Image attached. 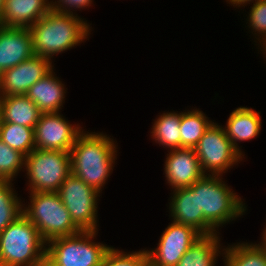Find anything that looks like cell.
<instances>
[{
    "instance_id": "17",
    "label": "cell",
    "mask_w": 266,
    "mask_h": 266,
    "mask_svg": "<svg viewBox=\"0 0 266 266\" xmlns=\"http://www.w3.org/2000/svg\"><path fill=\"white\" fill-rule=\"evenodd\" d=\"M261 127L260 111L241 106L231 112L223 129L234 148L244 157L242 149L237 142L256 138L261 131Z\"/></svg>"
},
{
    "instance_id": "16",
    "label": "cell",
    "mask_w": 266,
    "mask_h": 266,
    "mask_svg": "<svg viewBox=\"0 0 266 266\" xmlns=\"http://www.w3.org/2000/svg\"><path fill=\"white\" fill-rule=\"evenodd\" d=\"M51 9V0H4L1 26L30 28Z\"/></svg>"
},
{
    "instance_id": "15",
    "label": "cell",
    "mask_w": 266,
    "mask_h": 266,
    "mask_svg": "<svg viewBox=\"0 0 266 266\" xmlns=\"http://www.w3.org/2000/svg\"><path fill=\"white\" fill-rule=\"evenodd\" d=\"M35 55L29 28L0 26V74Z\"/></svg>"
},
{
    "instance_id": "1",
    "label": "cell",
    "mask_w": 266,
    "mask_h": 266,
    "mask_svg": "<svg viewBox=\"0 0 266 266\" xmlns=\"http://www.w3.org/2000/svg\"><path fill=\"white\" fill-rule=\"evenodd\" d=\"M113 138L103 132L82 131L72 149L71 173L99 193L113 171L117 147Z\"/></svg>"
},
{
    "instance_id": "29",
    "label": "cell",
    "mask_w": 266,
    "mask_h": 266,
    "mask_svg": "<svg viewBox=\"0 0 266 266\" xmlns=\"http://www.w3.org/2000/svg\"><path fill=\"white\" fill-rule=\"evenodd\" d=\"M52 0V9L64 13H73L74 9H84L91 6L93 0ZM72 10V11H71Z\"/></svg>"
},
{
    "instance_id": "27",
    "label": "cell",
    "mask_w": 266,
    "mask_h": 266,
    "mask_svg": "<svg viewBox=\"0 0 266 266\" xmlns=\"http://www.w3.org/2000/svg\"><path fill=\"white\" fill-rule=\"evenodd\" d=\"M100 266H148L147 250L127 253L110 247L105 253Z\"/></svg>"
},
{
    "instance_id": "21",
    "label": "cell",
    "mask_w": 266,
    "mask_h": 266,
    "mask_svg": "<svg viewBox=\"0 0 266 266\" xmlns=\"http://www.w3.org/2000/svg\"><path fill=\"white\" fill-rule=\"evenodd\" d=\"M181 113L165 112L154 120L151 138L156 143L171 149L181 148Z\"/></svg>"
},
{
    "instance_id": "23",
    "label": "cell",
    "mask_w": 266,
    "mask_h": 266,
    "mask_svg": "<svg viewBox=\"0 0 266 266\" xmlns=\"http://www.w3.org/2000/svg\"><path fill=\"white\" fill-rule=\"evenodd\" d=\"M181 111V148H194L213 121L199 109Z\"/></svg>"
},
{
    "instance_id": "12",
    "label": "cell",
    "mask_w": 266,
    "mask_h": 266,
    "mask_svg": "<svg viewBox=\"0 0 266 266\" xmlns=\"http://www.w3.org/2000/svg\"><path fill=\"white\" fill-rule=\"evenodd\" d=\"M52 60L41 56L21 62L0 74V97L26 95L29 88L53 69Z\"/></svg>"
},
{
    "instance_id": "3",
    "label": "cell",
    "mask_w": 266,
    "mask_h": 266,
    "mask_svg": "<svg viewBox=\"0 0 266 266\" xmlns=\"http://www.w3.org/2000/svg\"><path fill=\"white\" fill-rule=\"evenodd\" d=\"M46 260V242L22 213L0 233V266H37Z\"/></svg>"
},
{
    "instance_id": "30",
    "label": "cell",
    "mask_w": 266,
    "mask_h": 266,
    "mask_svg": "<svg viewBox=\"0 0 266 266\" xmlns=\"http://www.w3.org/2000/svg\"><path fill=\"white\" fill-rule=\"evenodd\" d=\"M259 1H261V0H227L226 2H228V4H231V6L233 5L234 7L237 8V7H245V6H247L246 4H250V2H252L254 4V3H257Z\"/></svg>"
},
{
    "instance_id": "22",
    "label": "cell",
    "mask_w": 266,
    "mask_h": 266,
    "mask_svg": "<svg viewBox=\"0 0 266 266\" xmlns=\"http://www.w3.org/2000/svg\"><path fill=\"white\" fill-rule=\"evenodd\" d=\"M224 266H266V250L258 243H237L224 247Z\"/></svg>"
},
{
    "instance_id": "28",
    "label": "cell",
    "mask_w": 266,
    "mask_h": 266,
    "mask_svg": "<svg viewBox=\"0 0 266 266\" xmlns=\"http://www.w3.org/2000/svg\"><path fill=\"white\" fill-rule=\"evenodd\" d=\"M248 14L247 27L251 28L254 38L260 41L266 35V0L254 3Z\"/></svg>"
},
{
    "instance_id": "13",
    "label": "cell",
    "mask_w": 266,
    "mask_h": 266,
    "mask_svg": "<svg viewBox=\"0 0 266 266\" xmlns=\"http://www.w3.org/2000/svg\"><path fill=\"white\" fill-rule=\"evenodd\" d=\"M166 157L165 178L172 190L190 187L205 175L194 148L171 149Z\"/></svg>"
},
{
    "instance_id": "8",
    "label": "cell",
    "mask_w": 266,
    "mask_h": 266,
    "mask_svg": "<svg viewBox=\"0 0 266 266\" xmlns=\"http://www.w3.org/2000/svg\"><path fill=\"white\" fill-rule=\"evenodd\" d=\"M57 193L73 223L81 231H98L97 200L101 193L72 173L60 185Z\"/></svg>"
},
{
    "instance_id": "10",
    "label": "cell",
    "mask_w": 266,
    "mask_h": 266,
    "mask_svg": "<svg viewBox=\"0 0 266 266\" xmlns=\"http://www.w3.org/2000/svg\"><path fill=\"white\" fill-rule=\"evenodd\" d=\"M201 236L193 227L172 221L163 231L157 248L147 249L148 266H176Z\"/></svg>"
},
{
    "instance_id": "31",
    "label": "cell",
    "mask_w": 266,
    "mask_h": 266,
    "mask_svg": "<svg viewBox=\"0 0 266 266\" xmlns=\"http://www.w3.org/2000/svg\"><path fill=\"white\" fill-rule=\"evenodd\" d=\"M259 44H260V49H261V51H263L264 53V55L266 54V35L259 41ZM265 57H266V55H265Z\"/></svg>"
},
{
    "instance_id": "34",
    "label": "cell",
    "mask_w": 266,
    "mask_h": 266,
    "mask_svg": "<svg viewBox=\"0 0 266 266\" xmlns=\"http://www.w3.org/2000/svg\"><path fill=\"white\" fill-rule=\"evenodd\" d=\"M37 266H52V265L48 263L46 260H44L42 263L38 264Z\"/></svg>"
},
{
    "instance_id": "33",
    "label": "cell",
    "mask_w": 266,
    "mask_h": 266,
    "mask_svg": "<svg viewBox=\"0 0 266 266\" xmlns=\"http://www.w3.org/2000/svg\"><path fill=\"white\" fill-rule=\"evenodd\" d=\"M3 3H4V0H0V25H1V14L3 10Z\"/></svg>"
},
{
    "instance_id": "4",
    "label": "cell",
    "mask_w": 266,
    "mask_h": 266,
    "mask_svg": "<svg viewBox=\"0 0 266 266\" xmlns=\"http://www.w3.org/2000/svg\"><path fill=\"white\" fill-rule=\"evenodd\" d=\"M221 175L205 174L190 188L198 193L199 211L204 219L216 230L236 220L246 212V205Z\"/></svg>"
},
{
    "instance_id": "14",
    "label": "cell",
    "mask_w": 266,
    "mask_h": 266,
    "mask_svg": "<svg viewBox=\"0 0 266 266\" xmlns=\"http://www.w3.org/2000/svg\"><path fill=\"white\" fill-rule=\"evenodd\" d=\"M169 203L171 221L193 227L201 235L217 232L199 211L198 193L190 187L174 189Z\"/></svg>"
},
{
    "instance_id": "32",
    "label": "cell",
    "mask_w": 266,
    "mask_h": 266,
    "mask_svg": "<svg viewBox=\"0 0 266 266\" xmlns=\"http://www.w3.org/2000/svg\"><path fill=\"white\" fill-rule=\"evenodd\" d=\"M261 234H263L261 237L263 241L261 240L259 244L266 250V227H264V231Z\"/></svg>"
},
{
    "instance_id": "2",
    "label": "cell",
    "mask_w": 266,
    "mask_h": 266,
    "mask_svg": "<svg viewBox=\"0 0 266 266\" xmlns=\"http://www.w3.org/2000/svg\"><path fill=\"white\" fill-rule=\"evenodd\" d=\"M90 27L75 12L64 13L51 9L29 28L33 36L34 53L51 60L84 42L91 32Z\"/></svg>"
},
{
    "instance_id": "19",
    "label": "cell",
    "mask_w": 266,
    "mask_h": 266,
    "mask_svg": "<svg viewBox=\"0 0 266 266\" xmlns=\"http://www.w3.org/2000/svg\"><path fill=\"white\" fill-rule=\"evenodd\" d=\"M2 122L34 128L41 116L36 104L26 95L0 97Z\"/></svg>"
},
{
    "instance_id": "20",
    "label": "cell",
    "mask_w": 266,
    "mask_h": 266,
    "mask_svg": "<svg viewBox=\"0 0 266 266\" xmlns=\"http://www.w3.org/2000/svg\"><path fill=\"white\" fill-rule=\"evenodd\" d=\"M220 240L219 233L202 235L185 252L176 266H215L218 257L224 254V248H222Z\"/></svg>"
},
{
    "instance_id": "11",
    "label": "cell",
    "mask_w": 266,
    "mask_h": 266,
    "mask_svg": "<svg viewBox=\"0 0 266 266\" xmlns=\"http://www.w3.org/2000/svg\"><path fill=\"white\" fill-rule=\"evenodd\" d=\"M82 131L80 125L70 124L59 112L41 113L34 127L35 149L70 152Z\"/></svg>"
},
{
    "instance_id": "7",
    "label": "cell",
    "mask_w": 266,
    "mask_h": 266,
    "mask_svg": "<svg viewBox=\"0 0 266 266\" xmlns=\"http://www.w3.org/2000/svg\"><path fill=\"white\" fill-rule=\"evenodd\" d=\"M24 169L30 192H58L71 174L70 152L34 149L25 156Z\"/></svg>"
},
{
    "instance_id": "35",
    "label": "cell",
    "mask_w": 266,
    "mask_h": 266,
    "mask_svg": "<svg viewBox=\"0 0 266 266\" xmlns=\"http://www.w3.org/2000/svg\"><path fill=\"white\" fill-rule=\"evenodd\" d=\"M1 123H2V114H1V108H0V126H1Z\"/></svg>"
},
{
    "instance_id": "5",
    "label": "cell",
    "mask_w": 266,
    "mask_h": 266,
    "mask_svg": "<svg viewBox=\"0 0 266 266\" xmlns=\"http://www.w3.org/2000/svg\"><path fill=\"white\" fill-rule=\"evenodd\" d=\"M29 193L30 203L28 202L26 207L23 204V214L38 229L46 243L58 237L72 236L81 232L73 223L57 192Z\"/></svg>"
},
{
    "instance_id": "25",
    "label": "cell",
    "mask_w": 266,
    "mask_h": 266,
    "mask_svg": "<svg viewBox=\"0 0 266 266\" xmlns=\"http://www.w3.org/2000/svg\"><path fill=\"white\" fill-rule=\"evenodd\" d=\"M12 185V182L0 181V233L23 213L22 199Z\"/></svg>"
},
{
    "instance_id": "18",
    "label": "cell",
    "mask_w": 266,
    "mask_h": 266,
    "mask_svg": "<svg viewBox=\"0 0 266 266\" xmlns=\"http://www.w3.org/2000/svg\"><path fill=\"white\" fill-rule=\"evenodd\" d=\"M47 73L29 88L26 96L32 100L42 113L61 112L65 102V86L53 71Z\"/></svg>"
},
{
    "instance_id": "26",
    "label": "cell",
    "mask_w": 266,
    "mask_h": 266,
    "mask_svg": "<svg viewBox=\"0 0 266 266\" xmlns=\"http://www.w3.org/2000/svg\"><path fill=\"white\" fill-rule=\"evenodd\" d=\"M25 167V155L0 139V181L12 182Z\"/></svg>"
},
{
    "instance_id": "6",
    "label": "cell",
    "mask_w": 266,
    "mask_h": 266,
    "mask_svg": "<svg viewBox=\"0 0 266 266\" xmlns=\"http://www.w3.org/2000/svg\"><path fill=\"white\" fill-rule=\"evenodd\" d=\"M97 233L81 231L50 240L46 243V261L52 266H100L111 246L95 242Z\"/></svg>"
},
{
    "instance_id": "24",
    "label": "cell",
    "mask_w": 266,
    "mask_h": 266,
    "mask_svg": "<svg viewBox=\"0 0 266 266\" xmlns=\"http://www.w3.org/2000/svg\"><path fill=\"white\" fill-rule=\"evenodd\" d=\"M0 139L6 145L18 150L25 156L35 149L34 128L2 122L0 126Z\"/></svg>"
},
{
    "instance_id": "9",
    "label": "cell",
    "mask_w": 266,
    "mask_h": 266,
    "mask_svg": "<svg viewBox=\"0 0 266 266\" xmlns=\"http://www.w3.org/2000/svg\"><path fill=\"white\" fill-rule=\"evenodd\" d=\"M202 171L209 175H221L244 158L233 146L218 123H212L194 147Z\"/></svg>"
}]
</instances>
